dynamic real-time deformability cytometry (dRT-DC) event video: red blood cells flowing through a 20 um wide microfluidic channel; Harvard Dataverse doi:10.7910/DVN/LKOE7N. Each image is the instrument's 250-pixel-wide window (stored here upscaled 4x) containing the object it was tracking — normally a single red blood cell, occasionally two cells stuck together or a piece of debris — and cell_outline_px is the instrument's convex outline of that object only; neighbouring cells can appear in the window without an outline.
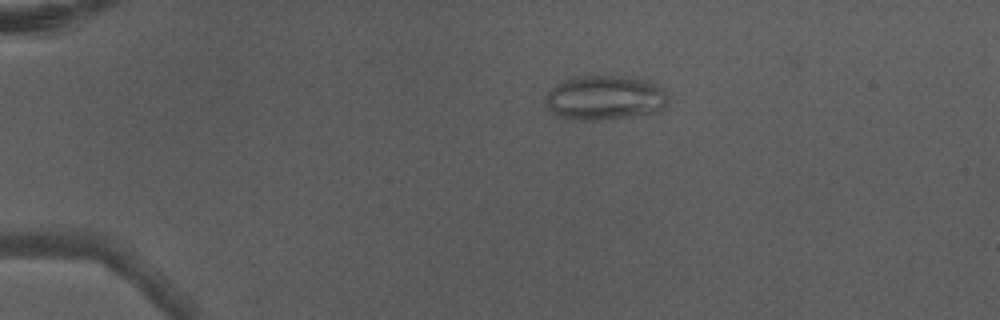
{"species": "Egyptian fruit bat (a non-hibernating species)", "species_latin": "Rousettus aegyptiacus", "temperature_condition": "warm", "stored_images_in_passage": 6, "camera_frame_rate_fps": 3000, "um_per_image_px": 0.085, "animal": {"sex": "male"}, "frame": {"image": 1, "passage_image": 4, "time_ms": 1.0, "image_size_px": [1000, 320], "cell_outline_px": [[668, 100], [664, 108], [656, 112], [608, 120], [572, 120], [556, 116], [552, 112], [544, 100], [544, 96], [556, 84], [564, 80], [580, 76], [632, 76], [648, 80], [660, 84], [664, 88], [668, 96]], "centroid_in_image_um": [51.45, 8.31], "position_along_channel_um": 33.6, "area_um2": 32.48}}